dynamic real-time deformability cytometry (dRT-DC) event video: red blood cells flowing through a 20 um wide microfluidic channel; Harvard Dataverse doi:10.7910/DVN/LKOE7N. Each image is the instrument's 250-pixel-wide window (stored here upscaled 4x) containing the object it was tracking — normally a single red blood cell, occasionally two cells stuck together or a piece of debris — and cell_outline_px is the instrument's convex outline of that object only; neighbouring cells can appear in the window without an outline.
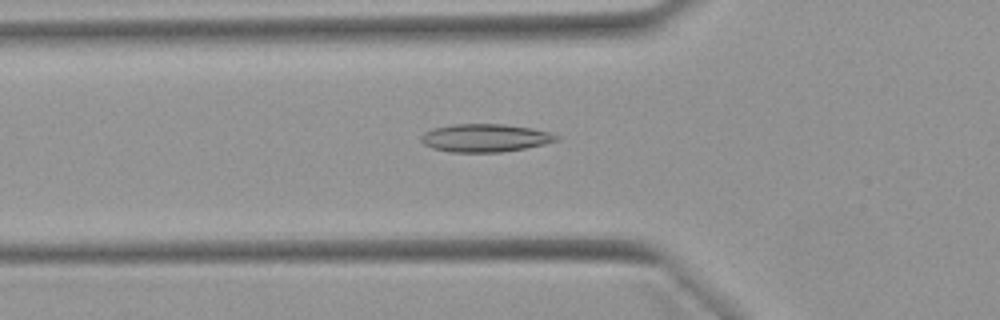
{"species": "Egyptian fruit bat (a non-hibernating species)", "species_latin": "Rousettus aegyptiacus", "temperature_condition": "warm", "stored_images_in_passage": 49, "camera_frame_rate_fps": 3000, "um_per_image_px": 0.085, "animal": {"sex": "female"}, "frame": {"image": 1, "passage_image": 15, "time_ms": 4.667, "image_size_px": [1000, 320], "cell_outline_px": [[560, 140], [544, 144], [524, 148], [500, 152], [452, 152], [432, 148], [424, 144], [420, 140], [420, 136], [424, 132], [432, 128], [452, 124], [504, 124], [532, 128], [552, 132], [560, 136]], "centroid_in_image_um": [41.25, 11.71], "position_along_channel_um": 84.6, "area_um2": 22.25}}
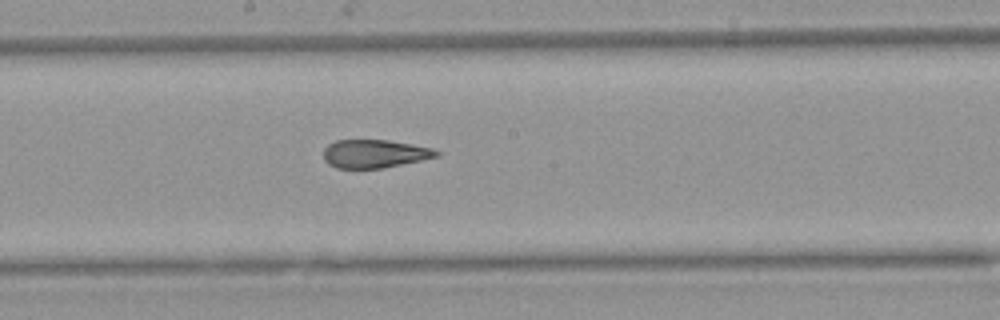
{"frame": {"image": 2, "passage_image": 25, "time_ms": 8.0, "image_size_px": [1000, 320], "cell_outline_px": [[440, 156], [384, 168], [336, 168], [328, 164], [324, 160], [324, 148], [328, 144], [336, 140], [388, 140], [412, 144], [432, 148], [440, 152]], "centroid_in_image_um": [31.84, 13.07], "position_along_channel_um": 216.4, "area_um2": 18.67}}
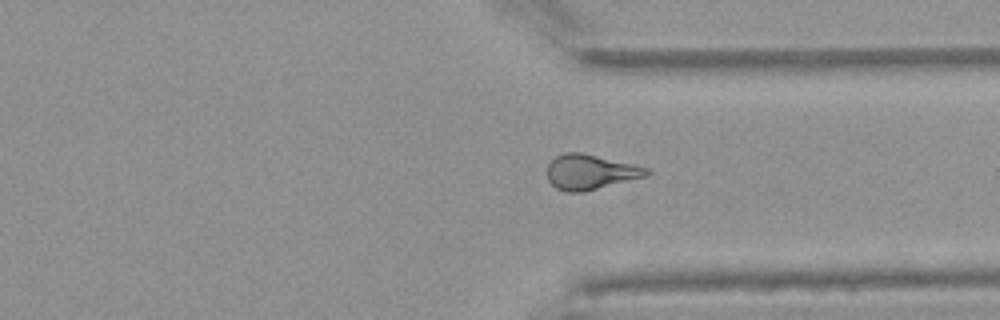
{"frame": {"image": 3, "passage_image": 36, "time_ms": 11.667, "image_size_px": [1000, 320], "cell_outline_px": [[652, 172], [648, 176], [584, 192], [568, 192], [556, 188], [548, 180], [548, 164], [556, 156], [564, 152], [580, 152], [636, 164], [648, 168]], "centroid_in_image_um": [50.22, 14.62], "position_along_channel_um": 361.2, "area_um2": 20.46}, "authors_computed_cell_mechanics": {"area_um2": 20.7502, "velocity_mm_per_s": 3.9436, "shape_relaxation_time_tau1_ms": null, "shape_relaxation_time_tau2_ms": 2.2151, "deformation_change_tau1": null, "deformation_change_tau2": 0.0934}}